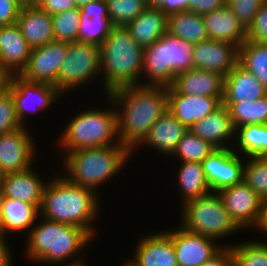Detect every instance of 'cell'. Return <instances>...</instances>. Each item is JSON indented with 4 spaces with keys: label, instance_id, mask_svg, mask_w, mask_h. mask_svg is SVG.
Instances as JSON below:
<instances>
[{
    "label": "cell",
    "instance_id": "obj_1",
    "mask_svg": "<svg viewBox=\"0 0 267 266\" xmlns=\"http://www.w3.org/2000/svg\"><path fill=\"white\" fill-rule=\"evenodd\" d=\"M167 93V86L140 84L117 88L107 94L116 108L119 141L132 154L168 109Z\"/></svg>",
    "mask_w": 267,
    "mask_h": 266
},
{
    "label": "cell",
    "instance_id": "obj_2",
    "mask_svg": "<svg viewBox=\"0 0 267 266\" xmlns=\"http://www.w3.org/2000/svg\"><path fill=\"white\" fill-rule=\"evenodd\" d=\"M99 196V192L56 174L45 185L39 216L83 228L94 239L97 233L92 225L101 212Z\"/></svg>",
    "mask_w": 267,
    "mask_h": 266
},
{
    "label": "cell",
    "instance_id": "obj_3",
    "mask_svg": "<svg viewBox=\"0 0 267 266\" xmlns=\"http://www.w3.org/2000/svg\"><path fill=\"white\" fill-rule=\"evenodd\" d=\"M37 220L41 222H37L26 232L24 251L27 260L39 262V265L45 263L49 266L82 259L83 256L79 254L93 241V238L78 226L58 223L40 216ZM72 258L74 259L71 260Z\"/></svg>",
    "mask_w": 267,
    "mask_h": 266
},
{
    "label": "cell",
    "instance_id": "obj_4",
    "mask_svg": "<svg viewBox=\"0 0 267 266\" xmlns=\"http://www.w3.org/2000/svg\"><path fill=\"white\" fill-rule=\"evenodd\" d=\"M103 91L140 85L143 68L142 48L124 26H114L100 45Z\"/></svg>",
    "mask_w": 267,
    "mask_h": 266
},
{
    "label": "cell",
    "instance_id": "obj_5",
    "mask_svg": "<svg viewBox=\"0 0 267 266\" xmlns=\"http://www.w3.org/2000/svg\"><path fill=\"white\" fill-rule=\"evenodd\" d=\"M131 156L124 145L78 149L64 153L62 175L74 184L98 192L96 188L119 173Z\"/></svg>",
    "mask_w": 267,
    "mask_h": 266
},
{
    "label": "cell",
    "instance_id": "obj_6",
    "mask_svg": "<svg viewBox=\"0 0 267 266\" xmlns=\"http://www.w3.org/2000/svg\"><path fill=\"white\" fill-rule=\"evenodd\" d=\"M105 98H108L110 103L108 110L93 108L81 111L65 125L57 142L63 149V154L83 148L122 145L117 133L115 105L111 98Z\"/></svg>",
    "mask_w": 267,
    "mask_h": 266
},
{
    "label": "cell",
    "instance_id": "obj_7",
    "mask_svg": "<svg viewBox=\"0 0 267 266\" xmlns=\"http://www.w3.org/2000/svg\"><path fill=\"white\" fill-rule=\"evenodd\" d=\"M195 44L166 32L159 40L144 48L142 85L170 86L174 77L193 69Z\"/></svg>",
    "mask_w": 267,
    "mask_h": 266
},
{
    "label": "cell",
    "instance_id": "obj_8",
    "mask_svg": "<svg viewBox=\"0 0 267 266\" xmlns=\"http://www.w3.org/2000/svg\"><path fill=\"white\" fill-rule=\"evenodd\" d=\"M180 226L215 240L230 236L242 229L231 218L218 192L189 200L181 205Z\"/></svg>",
    "mask_w": 267,
    "mask_h": 266
},
{
    "label": "cell",
    "instance_id": "obj_9",
    "mask_svg": "<svg viewBox=\"0 0 267 266\" xmlns=\"http://www.w3.org/2000/svg\"><path fill=\"white\" fill-rule=\"evenodd\" d=\"M101 74L100 46L81 41L69 43L66 56L61 63L57 83L54 85L62 95L79 89L97 80Z\"/></svg>",
    "mask_w": 267,
    "mask_h": 266
},
{
    "label": "cell",
    "instance_id": "obj_10",
    "mask_svg": "<svg viewBox=\"0 0 267 266\" xmlns=\"http://www.w3.org/2000/svg\"><path fill=\"white\" fill-rule=\"evenodd\" d=\"M7 89L14 98L16 114L22 126H25L27 114L30 113L32 109H34V111L37 110V112H42L44 110L46 112L60 99L59 97L63 96L54 85L30 82L23 79L20 75L10 76Z\"/></svg>",
    "mask_w": 267,
    "mask_h": 266
},
{
    "label": "cell",
    "instance_id": "obj_11",
    "mask_svg": "<svg viewBox=\"0 0 267 266\" xmlns=\"http://www.w3.org/2000/svg\"><path fill=\"white\" fill-rule=\"evenodd\" d=\"M245 159V160H244ZM246 157L232 148H218L203 162V173L212 192H219L243 181Z\"/></svg>",
    "mask_w": 267,
    "mask_h": 266
},
{
    "label": "cell",
    "instance_id": "obj_12",
    "mask_svg": "<svg viewBox=\"0 0 267 266\" xmlns=\"http://www.w3.org/2000/svg\"><path fill=\"white\" fill-rule=\"evenodd\" d=\"M26 127L0 135V167L6 174L29 169L36 159L37 146Z\"/></svg>",
    "mask_w": 267,
    "mask_h": 266
},
{
    "label": "cell",
    "instance_id": "obj_13",
    "mask_svg": "<svg viewBox=\"0 0 267 266\" xmlns=\"http://www.w3.org/2000/svg\"><path fill=\"white\" fill-rule=\"evenodd\" d=\"M173 239L178 266H200L224 246L215 239L190 232L178 225L177 230H165Z\"/></svg>",
    "mask_w": 267,
    "mask_h": 266
},
{
    "label": "cell",
    "instance_id": "obj_14",
    "mask_svg": "<svg viewBox=\"0 0 267 266\" xmlns=\"http://www.w3.org/2000/svg\"><path fill=\"white\" fill-rule=\"evenodd\" d=\"M68 42L52 41L31 51L28 64L20 76L30 82L55 85Z\"/></svg>",
    "mask_w": 267,
    "mask_h": 266
},
{
    "label": "cell",
    "instance_id": "obj_15",
    "mask_svg": "<svg viewBox=\"0 0 267 266\" xmlns=\"http://www.w3.org/2000/svg\"><path fill=\"white\" fill-rule=\"evenodd\" d=\"M218 194L231 218L242 230L256 225L263 200L248 184L242 181L221 189Z\"/></svg>",
    "mask_w": 267,
    "mask_h": 266
},
{
    "label": "cell",
    "instance_id": "obj_16",
    "mask_svg": "<svg viewBox=\"0 0 267 266\" xmlns=\"http://www.w3.org/2000/svg\"><path fill=\"white\" fill-rule=\"evenodd\" d=\"M239 46L212 39L195 44L193 68L218 73L224 78L239 63Z\"/></svg>",
    "mask_w": 267,
    "mask_h": 266
},
{
    "label": "cell",
    "instance_id": "obj_17",
    "mask_svg": "<svg viewBox=\"0 0 267 266\" xmlns=\"http://www.w3.org/2000/svg\"><path fill=\"white\" fill-rule=\"evenodd\" d=\"M223 97L182 95L168 86L167 107L174 117L186 126H191L215 112L222 106Z\"/></svg>",
    "mask_w": 267,
    "mask_h": 266
},
{
    "label": "cell",
    "instance_id": "obj_18",
    "mask_svg": "<svg viewBox=\"0 0 267 266\" xmlns=\"http://www.w3.org/2000/svg\"><path fill=\"white\" fill-rule=\"evenodd\" d=\"M31 51L16 23L0 27V73L20 75L28 64Z\"/></svg>",
    "mask_w": 267,
    "mask_h": 266
},
{
    "label": "cell",
    "instance_id": "obj_19",
    "mask_svg": "<svg viewBox=\"0 0 267 266\" xmlns=\"http://www.w3.org/2000/svg\"><path fill=\"white\" fill-rule=\"evenodd\" d=\"M130 260L135 266H178L173 239L166 232L141 236Z\"/></svg>",
    "mask_w": 267,
    "mask_h": 266
},
{
    "label": "cell",
    "instance_id": "obj_20",
    "mask_svg": "<svg viewBox=\"0 0 267 266\" xmlns=\"http://www.w3.org/2000/svg\"><path fill=\"white\" fill-rule=\"evenodd\" d=\"M34 169L31 166L23 171L7 173L1 189L5 197L30 203L39 210L47 182Z\"/></svg>",
    "mask_w": 267,
    "mask_h": 266
},
{
    "label": "cell",
    "instance_id": "obj_21",
    "mask_svg": "<svg viewBox=\"0 0 267 266\" xmlns=\"http://www.w3.org/2000/svg\"><path fill=\"white\" fill-rule=\"evenodd\" d=\"M189 131L201 139L209 141L216 148H233L235 142L233 139L236 130L229 109L224 105L204 119L194 123Z\"/></svg>",
    "mask_w": 267,
    "mask_h": 266
},
{
    "label": "cell",
    "instance_id": "obj_22",
    "mask_svg": "<svg viewBox=\"0 0 267 266\" xmlns=\"http://www.w3.org/2000/svg\"><path fill=\"white\" fill-rule=\"evenodd\" d=\"M188 128L180 123L167 109L154 123L147 136L139 144L145 148L155 149L164 156L170 157Z\"/></svg>",
    "mask_w": 267,
    "mask_h": 266
},
{
    "label": "cell",
    "instance_id": "obj_23",
    "mask_svg": "<svg viewBox=\"0 0 267 266\" xmlns=\"http://www.w3.org/2000/svg\"><path fill=\"white\" fill-rule=\"evenodd\" d=\"M170 86L182 95L223 97L224 77L193 68L177 74Z\"/></svg>",
    "mask_w": 267,
    "mask_h": 266
},
{
    "label": "cell",
    "instance_id": "obj_24",
    "mask_svg": "<svg viewBox=\"0 0 267 266\" xmlns=\"http://www.w3.org/2000/svg\"><path fill=\"white\" fill-rule=\"evenodd\" d=\"M16 24L32 49L55 41L52 15L39 6L21 7Z\"/></svg>",
    "mask_w": 267,
    "mask_h": 266
},
{
    "label": "cell",
    "instance_id": "obj_25",
    "mask_svg": "<svg viewBox=\"0 0 267 266\" xmlns=\"http://www.w3.org/2000/svg\"><path fill=\"white\" fill-rule=\"evenodd\" d=\"M202 17L209 39L233 43L239 47L247 39V30L227 4Z\"/></svg>",
    "mask_w": 267,
    "mask_h": 266
},
{
    "label": "cell",
    "instance_id": "obj_26",
    "mask_svg": "<svg viewBox=\"0 0 267 266\" xmlns=\"http://www.w3.org/2000/svg\"><path fill=\"white\" fill-rule=\"evenodd\" d=\"M267 95V89L239 63L224 78L222 102L255 101Z\"/></svg>",
    "mask_w": 267,
    "mask_h": 266
},
{
    "label": "cell",
    "instance_id": "obj_27",
    "mask_svg": "<svg viewBox=\"0 0 267 266\" xmlns=\"http://www.w3.org/2000/svg\"><path fill=\"white\" fill-rule=\"evenodd\" d=\"M142 47H148L167 32V16L159 9L148 6L138 17L124 26Z\"/></svg>",
    "mask_w": 267,
    "mask_h": 266
},
{
    "label": "cell",
    "instance_id": "obj_28",
    "mask_svg": "<svg viewBox=\"0 0 267 266\" xmlns=\"http://www.w3.org/2000/svg\"><path fill=\"white\" fill-rule=\"evenodd\" d=\"M39 210L32 204L4 196L2 237L12 233L30 231L37 222Z\"/></svg>",
    "mask_w": 267,
    "mask_h": 266
},
{
    "label": "cell",
    "instance_id": "obj_29",
    "mask_svg": "<svg viewBox=\"0 0 267 266\" xmlns=\"http://www.w3.org/2000/svg\"><path fill=\"white\" fill-rule=\"evenodd\" d=\"M180 167L177 175L180 200L185 202L210 194L211 188L203 173V165L199 162H179Z\"/></svg>",
    "mask_w": 267,
    "mask_h": 266
},
{
    "label": "cell",
    "instance_id": "obj_30",
    "mask_svg": "<svg viewBox=\"0 0 267 266\" xmlns=\"http://www.w3.org/2000/svg\"><path fill=\"white\" fill-rule=\"evenodd\" d=\"M167 32L193 44L209 39L202 15L190 11L168 16Z\"/></svg>",
    "mask_w": 267,
    "mask_h": 266
},
{
    "label": "cell",
    "instance_id": "obj_31",
    "mask_svg": "<svg viewBox=\"0 0 267 266\" xmlns=\"http://www.w3.org/2000/svg\"><path fill=\"white\" fill-rule=\"evenodd\" d=\"M232 148L243 157H267V124L246 125L235 131Z\"/></svg>",
    "mask_w": 267,
    "mask_h": 266
},
{
    "label": "cell",
    "instance_id": "obj_32",
    "mask_svg": "<svg viewBox=\"0 0 267 266\" xmlns=\"http://www.w3.org/2000/svg\"><path fill=\"white\" fill-rule=\"evenodd\" d=\"M229 109L235 130L246 125L267 124V95L255 101L222 102Z\"/></svg>",
    "mask_w": 267,
    "mask_h": 266
},
{
    "label": "cell",
    "instance_id": "obj_33",
    "mask_svg": "<svg viewBox=\"0 0 267 266\" xmlns=\"http://www.w3.org/2000/svg\"><path fill=\"white\" fill-rule=\"evenodd\" d=\"M239 64L267 89V43L246 39L239 48Z\"/></svg>",
    "mask_w": 267,
    "mask_h": 266
},
{
    "label": "cell",
    "instance_id": "obj_34",
    "mask_svg": "<svg viewBox=\"0 0 267 266\" xmlns=\"http://www.w3.org/2000/svg\"><path fill=\"white\" fill-rule=\"evenodd\" d=\"M249 240L222 244L229 246L233 254V266H267V241Z\"/></svg>",
    "mask_w": 267,
    "mask_h": 266
},
{
    "label": "cell",
    "instance_id": "obj_35",
    "mask_svg": "<svg viewBox=\"0 0 267 266\" xmlns=\"http://www.w3.org/2000/svg\"><path fill=\"white\" fill-rule=\"evenodd\" d=\"M217 149L218 148L209 141L201 139L188 130L178 142L171 157L175 156L176 158L174 157V159L177 161L178 158V161L180 162L202 163Z\"/></svg>",
    "mask_w": 267,
    "mask_h": 266
},
{
    "label": "cell",
    "instance_id": "obj_36",
    "mask_svg": "<svg viewBox=\"0 0 267 266\" xmlns=\"http://www.w3.org/2000/svg\"><path fill=\"white\" fill-rule=\"evenodd\" d=\"M243 181L262 199H267V157H247Z\"/></svg>",
    "mask_w": 267,
    "mask_h": 266
},
{
    "label": "cell",
    "instance_id": "obj_37",
    "mask_svg": "<svg viewBox=\"0 0 267 266\" xmlns=\"http://www.w3.org/2000/svg\"><path fill=\"white\" fill-rule=\"evenodd\" d=\"M113 26H126L147 7L144 0H105Z\"/></svg>",
    "mask_w": 267,
    "mask_h": 266
},
{
    "label": "cell",
    "instance_id": "obj_38",
    "mask_svg": "<svg viewBox=\"0 0 267 266\" xmlns=\"http://www.w3.org/2000/svg\"><path fill=\"white\" fill-rule=\"evenodd\" d=\"M55 41L73 43L78 41L80 8H73L52 15Z\"/></svg>",
    "mask_w": 267,
    "mask_h": 266
},
{
    "label": "cell",
    "instance_id": "obj_39",
    "mask_svg": "<svg viewBox=\"0 0 267 266\" xmlns=\"http://www.w3.org/2000/svg\"><path fill=\"white\" fill-rule=\"evenodd\" d=\"M113 27L109 17L88 19L86 16H80L78 41L100 46Z\"/></svg>",
    "mask_w": 267,
    "mask_h": 266
},
{
    "label": "cell",
    "instance_id": "obj_40",
    "mask_svg": "<svg viewBox=\"0 0 267 266\" xmlns=\"http://www.w3.org/2000/svg\"><path fill=\"white\" fill-rule=\"evenodd\" d=\"M22 127L16 114L14 98L6 89L0 96V135Z\"/></svg>",
    "mask_w": 267,
    "mask_h": 266
},
{
    "label": "cell",
    "instance_id": "obj_41",
    "mask_svg": "<svg viewBox=\"0 0 267 266\" xmlns=\"http://www.w3.org/2000/svg\"><path fill=\"white\" fill-rule=\"evenodd\" d=\"M266 0H227V5L247 30L253 23L260 6Z\"/></svg>",
    "mask_w": 267,
    "mask_h": 266
},
{
    "label": "cell",
    "instance_id": "obj_42",
    "mask_svg": "<svg viewBox=\"0 0 267 266\" xmlns=\"http://www.w3.org/2000/svg\"><path fill=\"white\" fill-rule=\"evenodd\" d=\"M247 39L267 43V0L260 6L253 23L247 29Z\"/></svg>",
    "mask_w": 267,
    "mask_h": 266
},
{
    "label": "cell",
    "instance_id": "obj_43",
    "mask_svg": "<svg viewBox=\"0 0 267 266\" xmlns=\"http://www.w3.org/2000/svg\"><path fill=\"white\" fill-rule=\"evenodd\" d=\"M21 7L17 0H0V27L16 23Z\"/></svg>",
    "mask_w": 267,
    "mask_h": 266
},
{
    "label": "cell",
    "instance_id": "obj_44",
    "mask_svg": "<svg viewBox=\"0 0 267 266\" xmlns=\"http://www.w3.org/2000/svg\"><path fill=\"white\" fill-rule=\"evenodd\" d=\"M148 6L159 8L167 17L188 11V0H151Z\"/></svg>",
    "mask_w": 267,
    "mask_h": 266
},
{
    "label": "cell",
    "instance_id": "obj_45",
    "mask_svg": "<svg viewBox=\"0 0 267 266\" xmlns=\"http://www.w3.org/2000/svg\"><path fill=\"white\" fill-rule=\"evenodd\" d=\"M226 4L227 0H188V11L204 15Z\"/></svg>",
    "mask_w": 267,
    "mask_h": 266
},
{
    "label": "cell",
    "instance_id": "obj_46",
    "mask_svg": "<svg viewBox=\"0 0 267 266\" xmlns=\"http://www.w3.org/2000/svg\"><path fill=\"white\" fill-rule=\"evenodd\" d=\"M80 16L88 19L96 17H109L108 8L105 0H94L80 8Z\"/></svg>",
    "mask_w": 267,
    "mask_h": 266
},
{
    "label": "cell",
    "instance_id": "obj_47",
    "mask_svg": "<svg viewBox=\"0 0 267 266\" xmlns=\"http://www.w3.org/2000/svg\"><path fill=\"white\" fill-rule=\"evenodd\" d=\"M38 6L50 15L76 8L74 0H42Z\"/></svg>",
    "mask_w": 267,
    "mask_h": 266
},
{
    "label": "cell",
    "instance_id": "obj_48",
    "mask_svg": "<svg viewBox=\"0 0 267 266\" xmlns=\"http://www.w3.org/2000/svg\"><path fill=\"white\" fill-rule=\"evenodd\" d=\"M200 266H233V254L229 246H224L211 259Z\"/></svg>",
    "mask_w": 267,
    "mask_h": 266
},
{
    "label": "cell",
    "instance_id": "obj_49",
    "mask_svg": "<svg viewBox=\"0 0 267 266\" xmlns=\"http://www.w3.org/2000/svg\"><path fill=\"white\" fill-rule=\"evenodd\" d=\"M5 237L0 236V266H13V255Z\"/></svg>",
    "mask_w": 267,
    "mask_h": 266
},
{
    "label": "cell",
    "instance_id": "obj_50",
    "mask_svg": "<svg viewBox=\"0 0 267 266\" xmlns=\"http://www.w3.org/2000/svg\"><path fill=\"white\" fill-rule=\"evenodd\" d=\"M253 228L258 229L257 231L260 230L261 233L267 234V199L262 202L258 221Z\"/></svg>",
    "mask_w": 267,
    "mask_h": 266
},
{
    "label": "cell",
    "instance_id": "obj_51",
    "mask_svg": "<svg viewBox=\"0 0 267 266\" xmlns=\"http://www.w3.org/2000/svg\"><path fill=\"white\" fill-rule=\"evenodd\" d=\"M10 81V76L0 73V96L5 92Z\"/></svg>",
    "mask_w": 267,
    "mask_h": 266
},
{
    "label": "cell",
    "instance_id": "obj_52",
    "mask_svg": "<svg viewBox=\"0 0 267 266\" xmlns=\"http://www.w3.org/2000/svg\"><path fill=\"white\" fill-rule=\"evenodd\" d=\"M85 258L83 259H77V260H75V261H70V263L68 262H66V265H65V262H63V263H55V264H50V266H87L86 264H85ZM61 264V265H60Z\"/></svg>",
    "mask_w": 267,
    "mask_h": 266
},
{
    "label": "cell",
    "instance_id": "obj_53",
    "mask_svg": "<svg viewBox=\"0 0 267 266\" xmlns=\"http://www.w3.org/2000/svg\"><path fill=\"white\" fill-rule=\"evenodd\" d=\"M3 201L4 195L2 189L0 188V236H2Z\"/></svg>",
    "mask_w": 267,
    "mask_h": 266
},
{
    "label": "cell",
    "instance_id": "obj_54",
    "mask_svg": "<svg viewBox=\"0 0 267 266\" xmlns=\"http://www.w3.org/2000/svg\"><path fill=\"white\" fill-rule=\"evenodd\" d=\"M18 3L24 7V6H38L40 3V0H17Z\"/></svg>",
    "mask_w": 267,
    "mask_h": 266
},
{
    "label": "cell",
    "instance_id": "obj_55",
    "mask_svg": "<svg viewBox=\"0 0 267 266\" xmlns=\"http://www.w3.org/2000/svg\"><path fill=\"white\" fill-rule=\"evenodd\" d=\"M76 7L81 8L83 5H86L87 3L94 1V0H74Z\"/></svg>",
    "mask_w": 267,
    "mask_h": 266
},
{
    "label": "cell",
    "instance_id": "obj_56",
    "mask_svg": "<svg viewBox=\"0 0 267 266\" xmlns=\"http://www.w3.org/2000/svg\"><path fill=\"white\" fill-rule=\"evenodd\" d=\"M6 173L4 172V170L0 167V188L2 186V182H3V179L5 177Z\"/></svg>",
    "mask_w": 267,
    "mask_h": 266
},
{
    "label": "cell",
    "instance_id": "obj_57",
    "mask_svg": "<svg viewBox=\"0 0 267 266\" xmlns=\"http://www.w3.org/2000/svg\"><path fill=\"white\" fill-rule=\"evenodd\" d=\"M123 266H135V265H133L130 261L128 262V261H126V262H124V264H122Z\"/></svg>",
    "mask_w": 267,
    "mask_h": 266
},
{
    "label": "cell",
    "instance_id": "obj_58",
    "mask_svg": "<svg viewBox=\"0 0 267 266\" xmlns=\"http://www.w3.org/2000/svg\"><path fill=\"white\" fill-rule=\"evenodd\" d=\"M147 4L151 1V0H144Z\"/></svg>",
    "mask_w": 267,
    "mask_h": 266
}]
</instances>
